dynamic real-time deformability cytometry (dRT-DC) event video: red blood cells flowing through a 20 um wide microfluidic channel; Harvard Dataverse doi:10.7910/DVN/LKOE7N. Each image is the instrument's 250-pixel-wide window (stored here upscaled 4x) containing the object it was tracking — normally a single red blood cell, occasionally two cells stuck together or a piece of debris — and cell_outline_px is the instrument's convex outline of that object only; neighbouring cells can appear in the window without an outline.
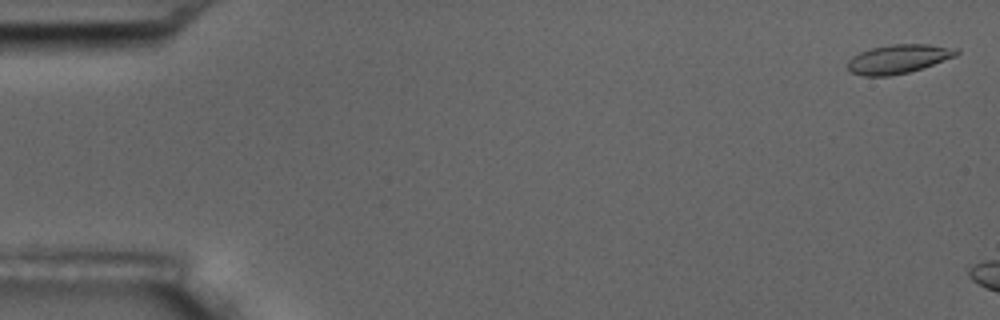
{"species": "common noctule bat (a hibernating species)", "species_latin": "Nyctalus noctula", "temperature_condition": "room temperature", "stored_images_in_passage": 3, "camera_frame_rate_fps": 3000, "um_per_image_px": 0.085, "animal": {"sex": "male", "body_mass_g": 17.5, "forearm_length_mm": 52.3}, "frame": {"image": 1, "passage_image": 1, "time_ms": 0.0, "image_size_px": [1000, 320], "cell_outline_px": [[960, 52], [956, 56], [924, 68], [908, 72], [888, 76], [864, 76], [848, 72], [848, 60], [852, 56], [860, 52], [872, 48], [892, 44], [928, 44], [960, 48]], "centroid_in_image_um": [76.39, 5.01], "position_along_channel_um": 8.6, "area_um2": 18.55}}